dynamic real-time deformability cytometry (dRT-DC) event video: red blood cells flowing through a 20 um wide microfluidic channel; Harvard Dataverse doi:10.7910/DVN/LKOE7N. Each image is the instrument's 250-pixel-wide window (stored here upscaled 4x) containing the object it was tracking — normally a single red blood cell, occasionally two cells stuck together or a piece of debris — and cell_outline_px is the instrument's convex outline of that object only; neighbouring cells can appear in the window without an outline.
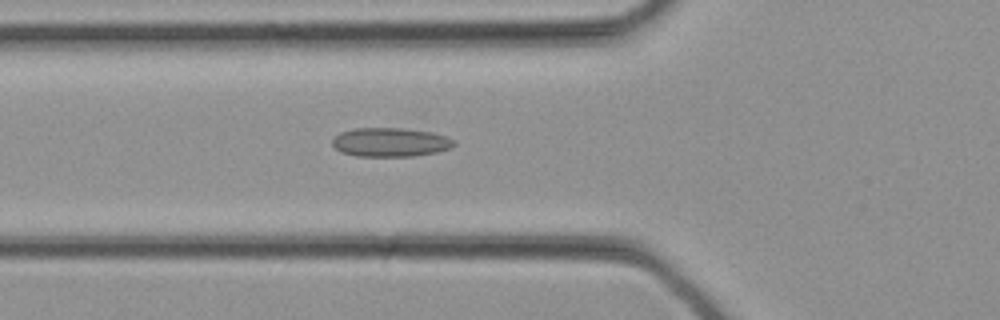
{"species": "common noctule bat (a hibernating species)", "species_latin": "Nyctalus noctula", "temperature_condition": "cold", "stored_images_in_passage": 33, "camera_frame_rate_fps": 3000, "um_per_image_px": 0.085, "animal": {"sex": "female", "body_mass_g": 21.9}, "frame": {"image": 1, "passage_image": 12, "time_ms": 3.667, "image_size_px": [1000, 320], "cell_outline_px": [[456, 144], [452, 148], [436, 152], [412, 156], [356, 156], [340, 152], [332, 144], [332, 140], [340, 132], [352, 128], [404, 128], [432, 132], [448, 136]], "centroid_in_image_um": [33.18, 12.08], "position_along_channel_um": 92.6, "area_um2": 20.63}}
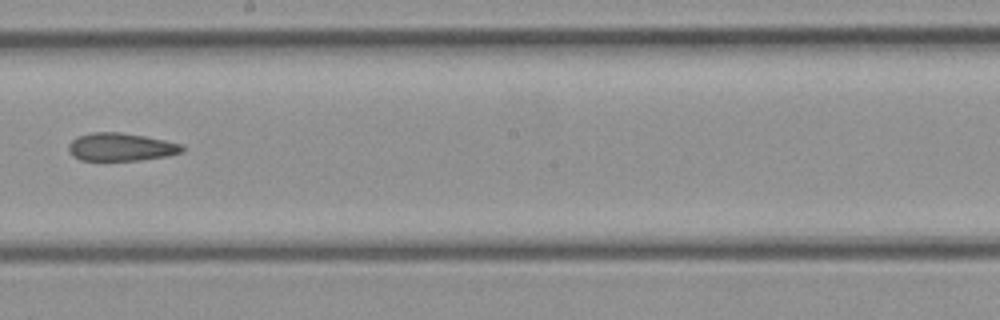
{"frame": {"image": 2, "passage_image": 19, "time_ms": 6.0, "image_size_px": [1000, 320], "cell_outline_px": [[184, 152], [168, 156], [140, 160], [80, 160], [72, 156], [68, 152], [68, 144], [76, 136], [92, 132], [120, 132], [144, 136], [184, 144]], "centroid_in_image_um": [10.27, 12.49], "position_along_channel_um": 237.9, "area_um2": 18.73}}
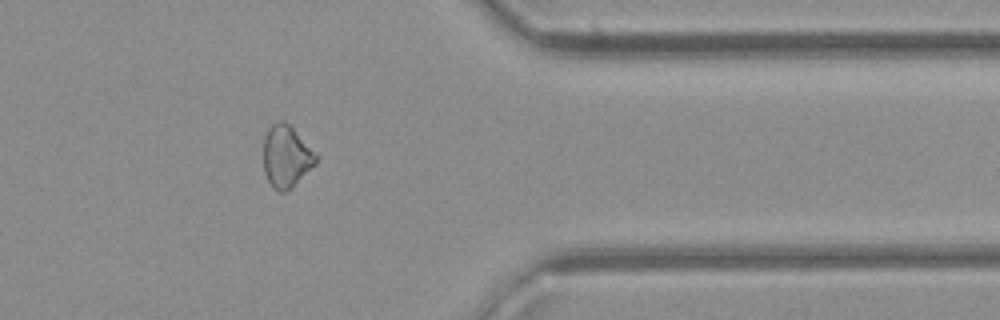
{"frame": {"image": 3, "passage_image": 27, "time_ms": 8.667, "image_size_px": [1000, 320], "cell_outline_px": [[316, 164], [292, 188], [284, 192], [280, 192], [272, 188], [264, 172], [264, 136], [268, 128], [276, 120], [284, 120], [316, 152]], "centroid_in_image_um": [24.32, 13.3], "position_along_channel_um": 387.1, "area_um2": 19.07}}